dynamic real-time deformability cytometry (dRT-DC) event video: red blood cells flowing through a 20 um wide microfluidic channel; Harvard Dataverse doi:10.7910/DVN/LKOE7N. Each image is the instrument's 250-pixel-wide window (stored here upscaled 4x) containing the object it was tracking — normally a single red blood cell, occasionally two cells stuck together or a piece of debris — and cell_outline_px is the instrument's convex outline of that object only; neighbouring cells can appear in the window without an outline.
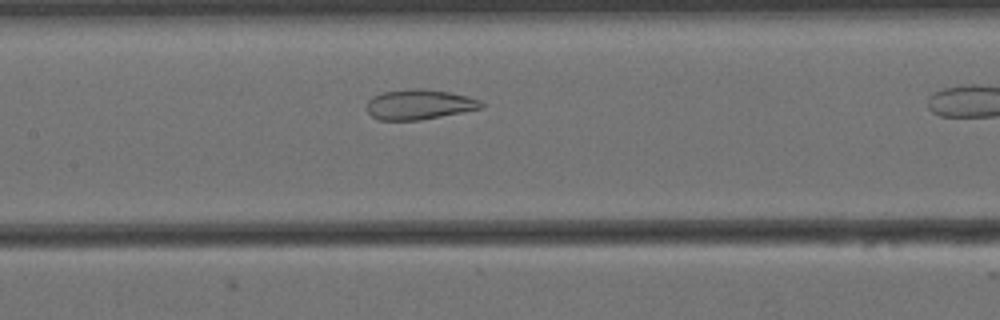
{"species": "Egyptian fruit bat (a non-hibernating species)", "species_latin": "Rousettus aegyptiacus", "temperature_condition": "cold", "stored_images_in_passage": 34, "segment_of_instrument_passage": [1, 2], "camera_frame_rate_fps": 3000, "um_per_image_px": 0.085, "animal": {"sex": "female"}, "frame": {"image": 1, "passage_image": 15, "time_ms": 4.667, "image_size_px": [1000, 320], "cell_outline_px": [[484, 108], [420, 120], [380, 120], [372, 116], [364, 108], [368, 100], [372, 96], [384, 92], [416, 88], [424, 88], [448, 92], [468, 96], [480, 100], [484, 104]], "centroid_in_image_um": [35.63, 8.88], "position_along_channel_um": 171.8, "area_um2": 20.17}}
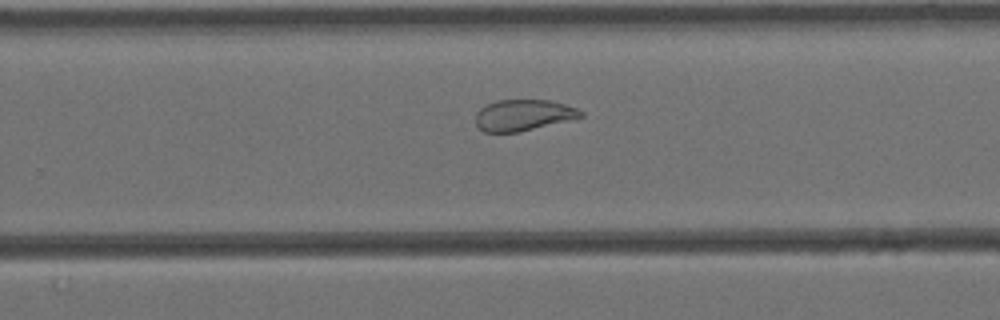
{"frame": {"image": 2, "passage_image": 25, "time_ms": 8.0, "image_size_px": [1000, 320], "cell_outline_px": [[584, 116], [568, 120], [516, 132], [484, 132], [476, 124], [476, 112], [480, 108], [496, 100], [552, 100], [576, 108], [584, 112]], "centroid_in_image_um": [44.47, 9.77], "position_along_channel_um": 285.3, "area_um2": 18.84}}
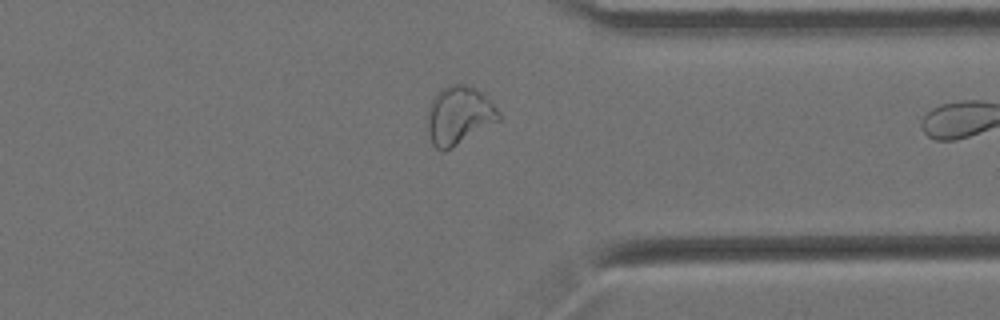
{"frame": {"image": 3, "passage_image": 33, "time_ms": 10.667, "image_size_px": [1000, 320], "cell_outline_px": [[500, 120], [452, 148], [444, 152], [436, 148], [432, 144], [428, 132], [428, 108], [436, 92], [440, 88], [452, 84], [464, 84], [480, 92], [500, 112]], "centroid_in_image_um": [38.98, 9.83], "position_along_channel_um": 372.4, "area_um2": 23.99}}